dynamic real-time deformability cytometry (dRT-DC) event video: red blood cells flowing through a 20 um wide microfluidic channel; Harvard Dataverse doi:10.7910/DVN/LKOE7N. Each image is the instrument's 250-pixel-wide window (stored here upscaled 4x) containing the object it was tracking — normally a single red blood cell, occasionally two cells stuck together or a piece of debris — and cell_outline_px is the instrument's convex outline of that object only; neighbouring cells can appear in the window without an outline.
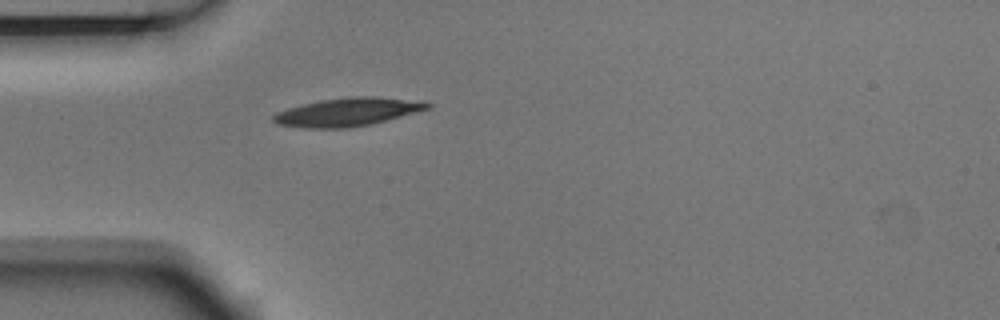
{"species": "Egyptian fruit bat (a non-hibernating species)", "species_latin": "Rousettus aegyptiacus", "temperature_condition": "room temperature", "stored_images_in_passage": 1, "camera_frame_rate_fps": 3000, "um_per_image_px": 0.085, "animal": {"sex": "male"}, "frame": {"image": 1, "passage_image": 1, "time_ms": 0.0, "image_size_px": [1000, 320], "cell_outline_px": [[432, 108], [372, 124], [348, 128], [300, 128], [276, 124], [272, 120], [272, 116], [276, 112], [288, 108], [320, 100], [348, 96], [372, 96], [432, 104]], "centroid_in_image_um": [29.46, 9.54], "position_along_channel_um": 55.5, "area_um2": 25.2}}